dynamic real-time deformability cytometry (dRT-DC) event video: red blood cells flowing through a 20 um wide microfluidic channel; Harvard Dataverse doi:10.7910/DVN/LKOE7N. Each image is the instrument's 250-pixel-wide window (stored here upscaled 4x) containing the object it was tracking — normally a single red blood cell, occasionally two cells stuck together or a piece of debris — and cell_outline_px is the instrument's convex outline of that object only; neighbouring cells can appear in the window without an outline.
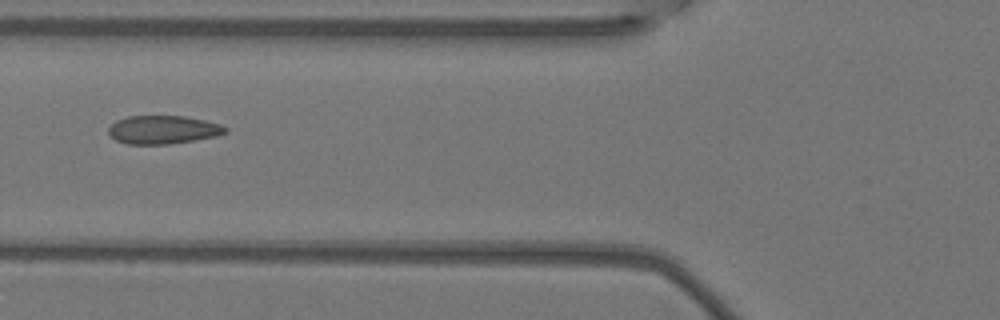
{"species": "Egyptian fruit bat (a non-hibernating species)", "species_latin": "Rousettus aegyptiacus", "temperature_condition": "warm", "stored_images_in_passage": 2, "camera_frame_rate_fps": 3000, "um_per_image_px": 0.085, "animal": {"sex": "female"}, "frame": {"image": 1, "passage_image": 2, "time_ms": 0.333, "image_size_px": [1000, 320], "cell_outline_px": [[228, 132], [216, 136], [168, 144], [128, 144], [116, 140], [108, 132], [108, 128], [116, 120], [128, 116], [184, 116], [204, 120], [220, 124], [228, 128]], "centroid_in_image_um": [13.86, 11.02], "position_along_channel_um": 111.9, "area_um2": 19.19}}